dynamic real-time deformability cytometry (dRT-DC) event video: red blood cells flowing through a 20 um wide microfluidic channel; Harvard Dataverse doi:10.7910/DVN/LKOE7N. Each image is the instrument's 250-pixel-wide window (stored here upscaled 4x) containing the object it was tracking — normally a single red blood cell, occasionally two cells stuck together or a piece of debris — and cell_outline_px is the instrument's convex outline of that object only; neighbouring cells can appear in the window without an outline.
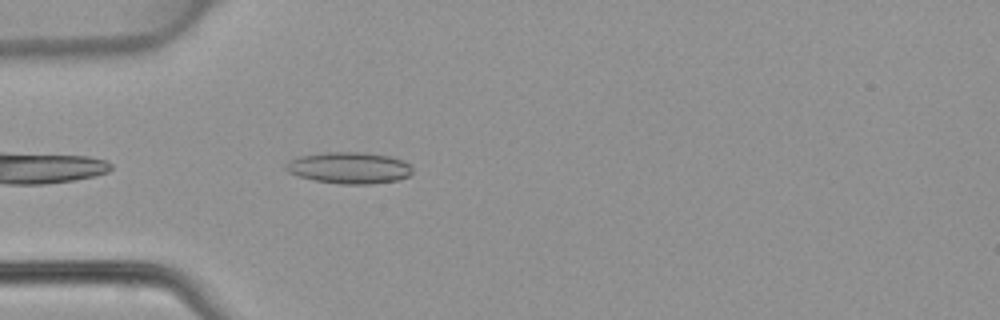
{"species": "common noctule bat (a hibernating species)", "species_latin": "Nyctalus noctula", "temperature_condition": "warm", "stored_images_in_passage": 11, "camera_frame_rate_fps": 3000, "um_per_image_px": 0.085, "animal": {"sex": "female", "body_mass_g": 22.7, "forearm_length_mm": 54.2}, "frame": {"image": 1, "passage_image": 1, "time_ms": 0.0, "image_size_px": [1000, 320], "cell_outline_px": [[412, 172], [408, 176], [396, 180], [372, 184], [340, 184], [316, 180], [300, 176], [288, 172], [284, 168], [284, 164], [288, 160], [300, 156], [324, 152], [368, 152], [392, 156], [404, 160], [412, 164]], "centroid_in_image_um": [29.71, 14.25], "position_along_channel_um": 55.3, "area_um2": 23.52}}
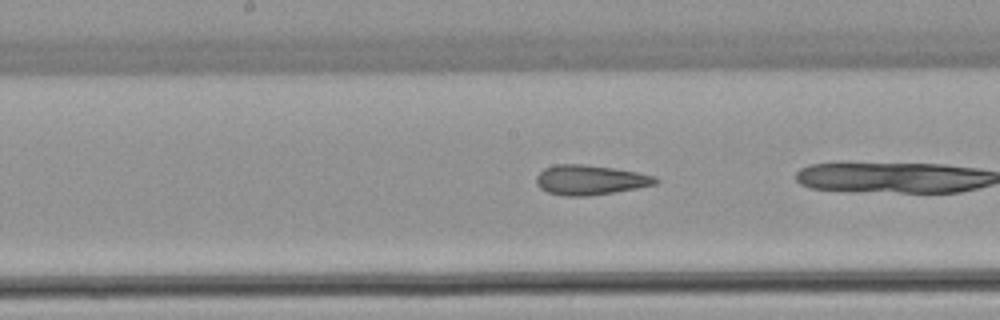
{"frame": {"image": 2, "passage_image": 7, "time_ms": 2.0, "image_size_px": [1000, 320], "cell_outline_px": [[660, 180], [656, 184], [636, 188], [588, 196], [564, 196], [548, 192], [540, 188], [536, 184], [536, 176], [544, 168], [556, 164], [584, 164], [612, 168], [636, 172], [656, 176]], "centroid_in_image_um": [50.14, 15.29], "position_along_channel_um": 198.1, "area_um2": 20.63}}